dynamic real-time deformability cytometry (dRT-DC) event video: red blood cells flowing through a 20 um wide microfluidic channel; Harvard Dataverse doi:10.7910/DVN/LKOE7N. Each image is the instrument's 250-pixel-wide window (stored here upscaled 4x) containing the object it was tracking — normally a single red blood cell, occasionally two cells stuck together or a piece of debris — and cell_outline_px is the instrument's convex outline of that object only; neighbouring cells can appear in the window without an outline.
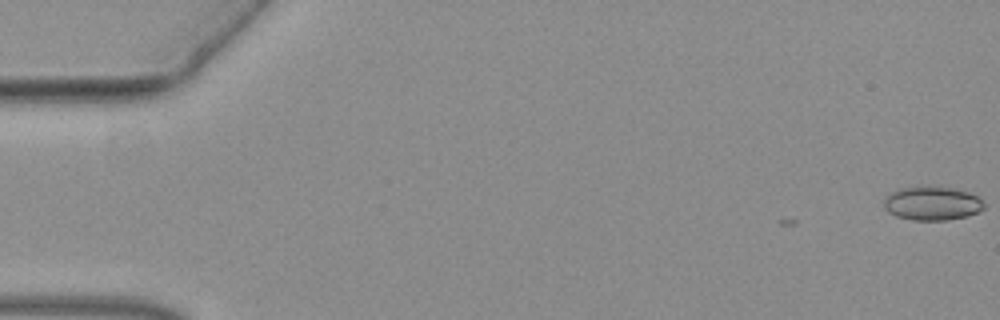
{"species": "common noctule bat (a hibernating species)", "species_latin": "Nyctalus noctula", "temperature_condition": "warm", "stored_images_in_passage": 3, "camera_frame_rate_fps": 3000, "um_per_image_px": 0.085, "animal": {"sex": "female", "body_mass_g": 19.3, "forearm_length_mm": 54.1}, "frame": {"image": 1, "passage_image": 1, "time_ms": 0.0, "image_size_px": [1000, 320], "cell_outline_px": [[984, 208], [968, 216], [948, 220], [912, 220], [896, 216], [888, 212], [884, 208], [884, 196], [892, 192], [904, 188], [952, 188], [968, 192], [976, 196], [984, 204]], "centroid_in_image_um": [79.21, 17.32], "position_along_channel_um": 5.8, "area_um2": 19.25}}